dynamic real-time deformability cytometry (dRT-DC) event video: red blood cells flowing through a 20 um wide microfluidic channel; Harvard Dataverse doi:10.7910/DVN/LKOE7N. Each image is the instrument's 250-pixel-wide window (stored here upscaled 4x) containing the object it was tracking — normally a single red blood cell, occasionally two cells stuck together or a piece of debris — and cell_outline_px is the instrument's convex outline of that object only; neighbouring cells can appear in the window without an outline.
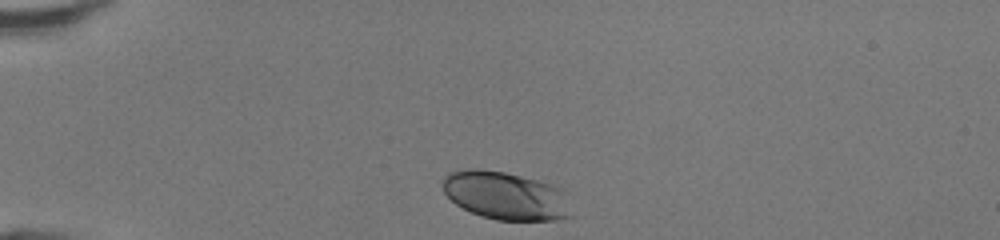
{"species": "human", "species_latin": "Homo sapiens", "temperature_condition": "room temperature", "stored_images_in_passage": 30, "camera_frame_rate_fps": 3000, "um_per_image_px": 0.085, "donor": {"sex": "female"}, "frame": {"image": 1, "passage_image": 1, "time_ms": 0.0, "image_size_px": [1000, 240], "cell_outline_px": [[572, 216], [556, 220], [496, 220], [480, 216], [456, 204], [444, 192], [440, 184], [444, 176], [448, 172], [468, 168], [476, 168], [504, 172], [536, 180], [564, 188]], "centroid_in_image_um": [42.96, 16.62], "position_along_channel_um": 42.0, "area_um2": 36.3}}
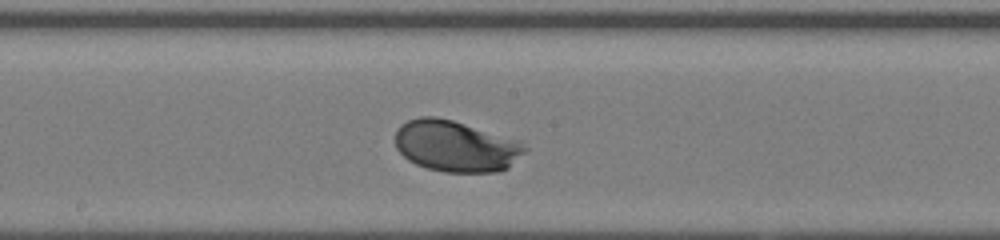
{"frame": {"image": 2, "passage_image": 16, "time_ms": 5.0, "image_size_px": [1000, 240], "cell_outline_px": [[528, 148], [508, 168], [500, 172], [444, 172], [428, 168], [416, 164], [408, 160], [396, 148], [396, 128], [400, 124], [408, 120], [420, 116], [436, 116], [452, 120], [520, 140]], "centroid_in_image_um": [38.74, 12.42], "position_along_channel_um": 209.5, "area_um2": 38.84}}
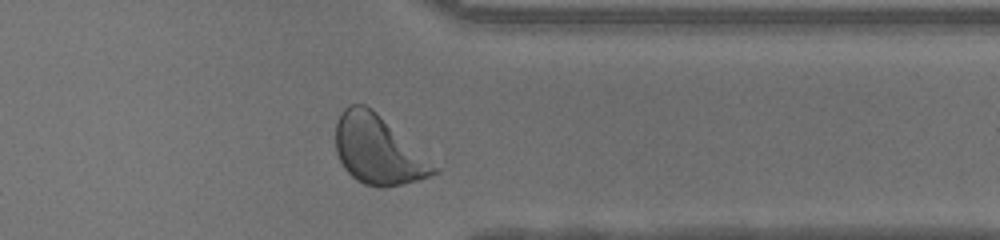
{"frame": {"image": 3, "passage_image": 28, "time_ms": 9.0, "image_size_px": [1000, 240], "cell_outline_px": [[440, 168], [436, 172], [428, 176], [416, 180], [400, 184], [380, 188], [364, 184], [356, 180], [344, 168], [336, 152], [336, 124], [340, 112], [348, 104], [364, 104], [372, 108]], "centroid_in_image_um": [32.1, 12.73], "position_along_channel_um": 379.3, "area_um2": 39.07}, "authors_computed_cell_mechanics": {"area_um2": 37.1365, "velocity_mm_per_s": 4.2832, "shape_relaxation_time_tau1_ms": 1.5917, "shape_relaxation_time_tau2_ms": null, "deformation_change_tau1": 0.1339, "deformation_change_tau2": null}}